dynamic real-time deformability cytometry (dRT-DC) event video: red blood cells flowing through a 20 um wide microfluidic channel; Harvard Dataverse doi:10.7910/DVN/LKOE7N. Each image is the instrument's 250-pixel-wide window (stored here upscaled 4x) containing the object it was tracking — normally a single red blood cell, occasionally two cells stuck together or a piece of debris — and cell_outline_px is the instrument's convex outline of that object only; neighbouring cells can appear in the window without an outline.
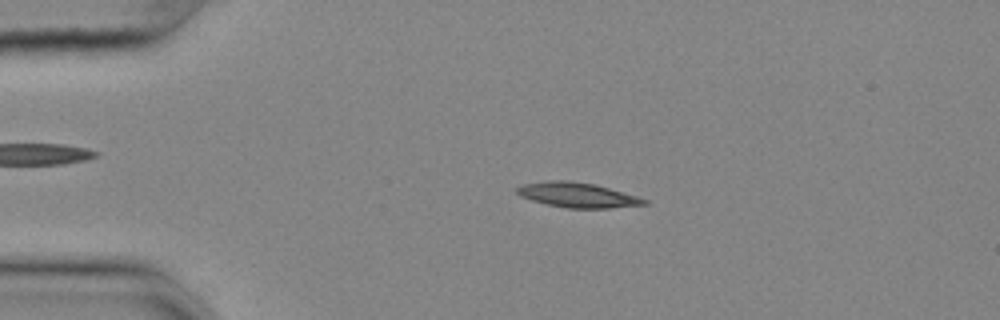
{"species": "common noctule bat (a hibernating species)", "species_latin": "Nyctalus noctula", "temperature_condition": "cold", "stored_images_in_passage": 46, "camera_frame_rate_fps": 3000, "um_per_image_px": 0.085, "animal": {"sex": "female", "body_mass_g": 25.1}, "frame": {"image": 1, "passage_image": 3, "time_ms": 0.667, "image_size_px": [1000, 320], "cell_outline_px": [[648, 204], [608, 208], [568, 208], [548, 204], [532, 200], [520, 196], [516, 192], [516, 188], [524, 184], [548, 180], [568, 180], [596, 184], [636, 196], [648, 200]], "centroid_in_image_um": [49.08, 16.57], "position_along_channel_um": 35.9, "area_um2": 18.32}}
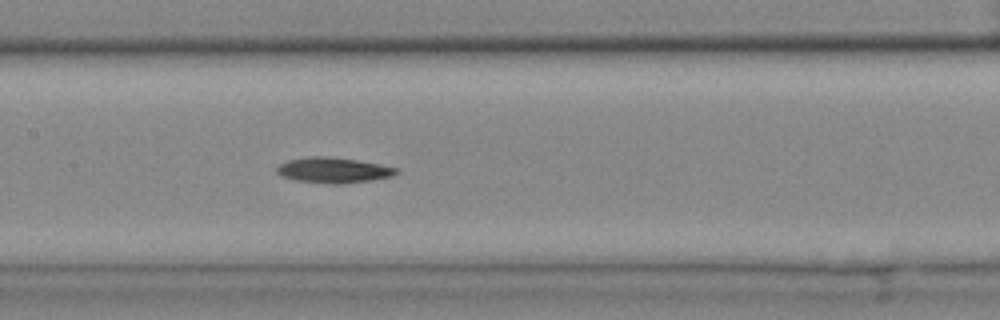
{"frame": {"image": 2, "passage_image": 18, "time_ms": 5.667, "image_size_px": [1000, 320], "cell_outline_px": [[400, 172], [392, 176], [372, 180], [340, 184], [332, 184], [296, 180], [280, 176], [276, 172], [276, 168], [280, 164], [288, 160], [312, 156], [328, 156], [356, 160], [380, 164], [400, 168]], "centroid_in_image_um": [28.36, 14.46], "position_along_channel_um": 179.0, "area_um2": 17.8}}
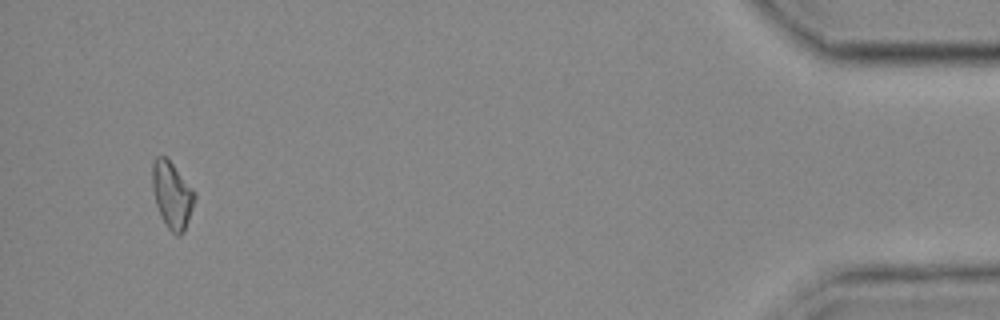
{"frame": {"image": 3, "passage_image": 44, "time_ms": 14.333, "image_size_px": [1000, 320], "cell_outline_px": [[196, 196], [188, 220], [180, 236], [176, 236], [168, 228], [160, 216], [156, 204], [152, 188], [152, 164], [156, 156], [164, 156], [172, 164], [196, 192]], "centroid_in_image_um": [14.61, 16.57], "position_along_channel_um": 420.6, "area_um2": 16.24}}